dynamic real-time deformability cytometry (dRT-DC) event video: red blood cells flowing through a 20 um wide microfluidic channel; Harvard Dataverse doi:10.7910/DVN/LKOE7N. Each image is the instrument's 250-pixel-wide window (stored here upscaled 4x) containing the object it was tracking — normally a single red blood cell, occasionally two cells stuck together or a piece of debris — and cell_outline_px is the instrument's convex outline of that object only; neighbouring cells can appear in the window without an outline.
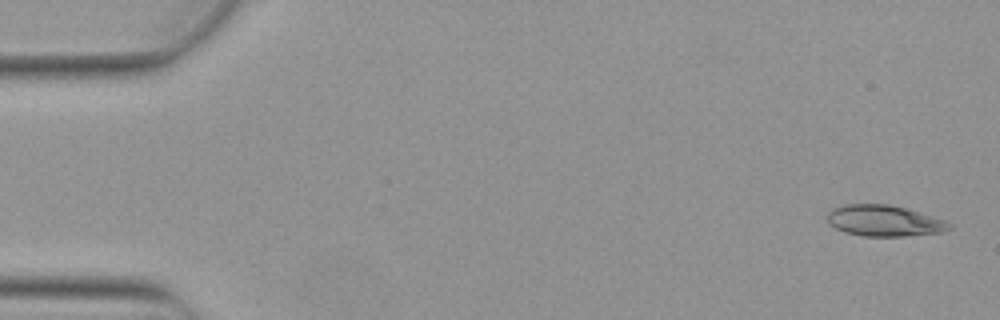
{"species": "Egyptian fruit bat (a non-hibernating species)", "species_latin": "Rousettus aegyptiacus", "temperature_condition": "warm", "stored_images_in_passage": 5, "camera_frame_rate_fps": 3000, "um_per_image_px": 0.085, "animal": {"sex": "female"}, "frame": {"image": 1, "passage_image": 1, "time_ms": 0.0, "image_size_px": [1000, 320], "cell_outline_px": [[952, 228], [944, 232], [904, 236], [864, 236], [844, 232], [828, 224], [828, 212], [832, 208], [844, 204], [888, 204], [908, 208], [944, 220], [952, 224]], "centroid_in_image_um": [75.16, 18.76], "position_along_channel_um": 9.8, "area_um2": 22.25}}
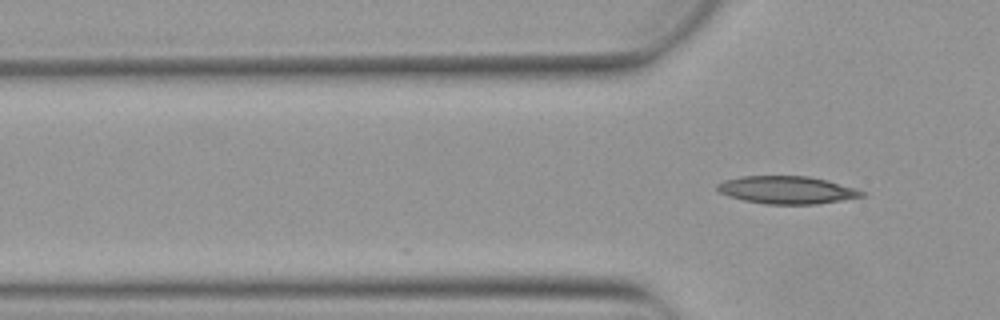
{"frame": {"image": 2, "passage_image": 5, "time_ms": 1.333, "image_size_px": [1000, 320], "cell_outline_px": [[868, 192], [864, 196], [816, 204], [764, 204], [744, 200], [728, 196], [720, 192], [716, 188], [716, 184], [724, 180], [740, 176], [808, 176], [828, 180]], "centroid_in_image_um": [66.88, 16.14], "position_along_channel_um": 58.9, "area_um2": 23.35}}